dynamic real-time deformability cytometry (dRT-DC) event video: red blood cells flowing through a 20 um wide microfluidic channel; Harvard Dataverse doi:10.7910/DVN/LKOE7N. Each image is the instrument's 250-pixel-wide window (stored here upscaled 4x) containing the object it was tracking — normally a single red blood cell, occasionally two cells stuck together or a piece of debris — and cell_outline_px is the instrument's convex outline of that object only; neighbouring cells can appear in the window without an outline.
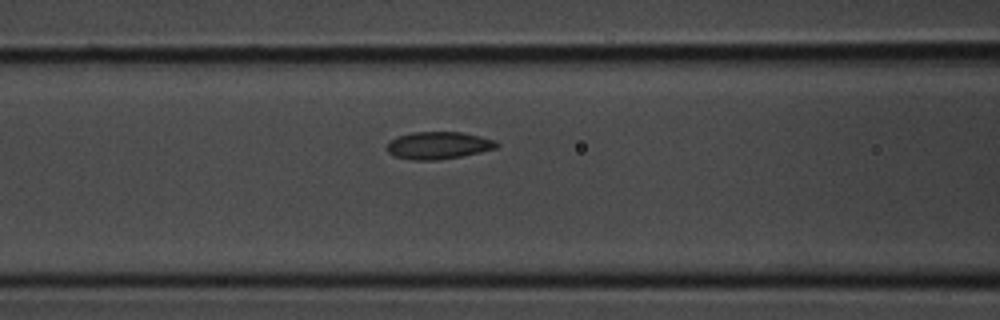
{"species": "common noctule bat (a hibernating species)", "species_latin": "Nyctalus noctula", "temperature_condition": "room temperature", "stored_images_in_passage": 5, "camera_frame_rate_fps": 3000, "um_per_image_px": 0.085, "animal": {"sex": "male", "body_mass_g": 20.1, "forearm_length_mm": 53.5}, "frame": {"image": 1, "passage_image": 4, "time_ms": 1.0, "image_size_px": [1000, 320], "cell_outline_px": [[500, 144], [496, 148], [480, 152], [460, 156], [436, 160], [408, 160], [396, 156], [388, 152], [388, 140], [396, 136], [412, 132], [460, 132], [480, 136], [496, 140]], "centroid_in_image_um": [37.25, 12.35], "position_along_channel_um": 129.4, "area_um2": 17.51}}